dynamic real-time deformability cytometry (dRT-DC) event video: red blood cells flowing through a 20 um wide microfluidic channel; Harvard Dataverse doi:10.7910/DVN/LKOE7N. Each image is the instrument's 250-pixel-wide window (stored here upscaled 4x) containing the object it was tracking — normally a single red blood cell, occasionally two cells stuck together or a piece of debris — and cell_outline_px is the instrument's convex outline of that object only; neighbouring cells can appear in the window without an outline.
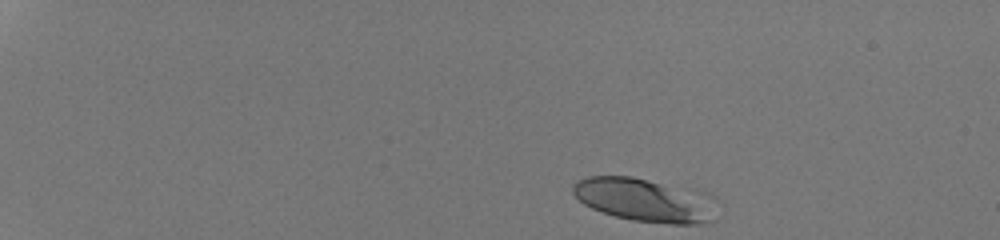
{"species": "human", "species_latin": "Homo sapiens", "temperature_condition": "room temperature", "stored_images_in_passage": 39, "camera_frame_rate_fps": 3000, "um_per_image_px": 0.085, "donor": {"sex": "male"}, "frame": {"image": 1, "passage_image": 1, "time_ms": 0.0, "image_size_px": [1000, 240], "cell_outline_px": [[716, 200], [708, 220], [700, 224], [668, 224], [632, 220], [616, 216], [592, 208], [584, 204], [572, 192], [572, 184], [588, 176], [632, 176], [696, 188], [716, 196]], "centroid_in_image_um": [54.85, 16.96], "position_along_channel_um": 30.2, "area_um2": 36.88}}
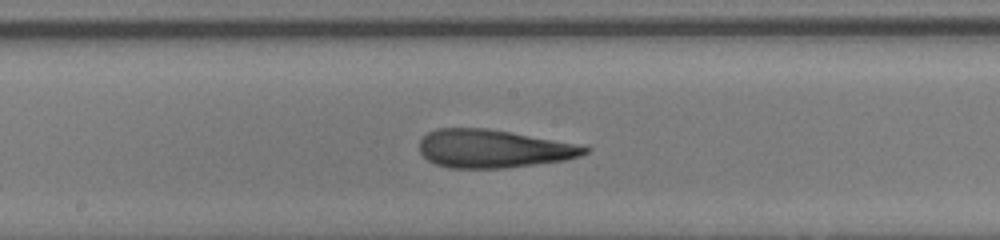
{"frame": {"image": 2, "passage_image": 23, "time_ms": 7.333, "image_size_px": [1000, 240], "cell_outline_px": [[592, 148], [588, 152], [580, 156], [564, 160], [504, 168], [448, 168], [436, 164], [428, 160], [420, 152], [420, 140], [428, 132], [436, 128], [488, 128], [572, 144]], "centroid_in_image_um": [41.86, 12.64], "position_along_channel_um": 206.3, "area_um2": 36.24}}
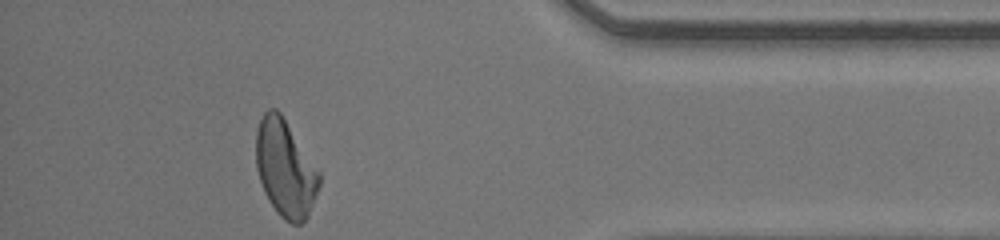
{"frame": {"image": 3, "passage_image": 39, "time_ms": 12.667, "image_size_px": [1000, 240], "cell_outline_px": [[320, 184], [308, 216], [300, 224], [292, 224], [284, 220], [276, 212], [268, 200], [264, 192], [256, 168], [256, 132], [260, 120], [264, 112], [268, 108], [276, 108], [280, 112], [320, 172]], "centroid_in_image_um": [24.24, 14.33], "position_along_channel_um": 411.0, "area_um2": 35.66}, "authors_computed_cell_mechanics": {"area_um2": 36.4718, "velocity_mm_per_s": 4.2747, "shape_relaxation_time_tau1_ms": null, "shape_relaxation_time_tau2_ms": 1.2621, "deformation_change_tau1": null, "deformation_change_tau2": 0.1143}}